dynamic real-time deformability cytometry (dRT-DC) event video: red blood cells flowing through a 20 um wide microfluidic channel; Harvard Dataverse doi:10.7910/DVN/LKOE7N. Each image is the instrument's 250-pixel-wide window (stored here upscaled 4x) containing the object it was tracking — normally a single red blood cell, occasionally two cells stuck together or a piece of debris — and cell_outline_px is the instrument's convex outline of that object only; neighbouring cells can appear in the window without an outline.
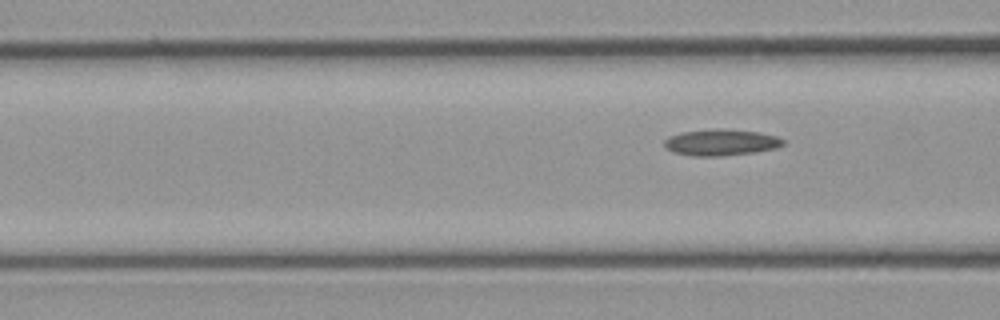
{"species": "common noctule bat (a hibernating species)", "species_latin": "Nyctalus noctula", "temperature_condition": "cold", "stored_images_in_passage": 6, "segment_of_instrument_passage": [1, 2], "camera_frame_rate_fps": 3000, "um_per_image_px": 0.085, "animal": {"sex": "male", "body_mass_g": 23.1, "forearm_length_mm": 52.7}, "frame": {"image": 1, "passage_image": 3, "time_ms": 3.0, "image_size_px": [1000, 320], "cell_outline_px": [[784, 144], [776, 148], [756, 152], [724, 156], [692, 156], [672, 152], [664, 148], [664, 140], [668, 136], [680, 132], [716, 128], [724, 128], [760, 132], [776, 136], [784, 140]], "centroid_in_image_um": [61.25, 12.1], "position_along_channel_um": 105.3, "area_um2": 18.61}}
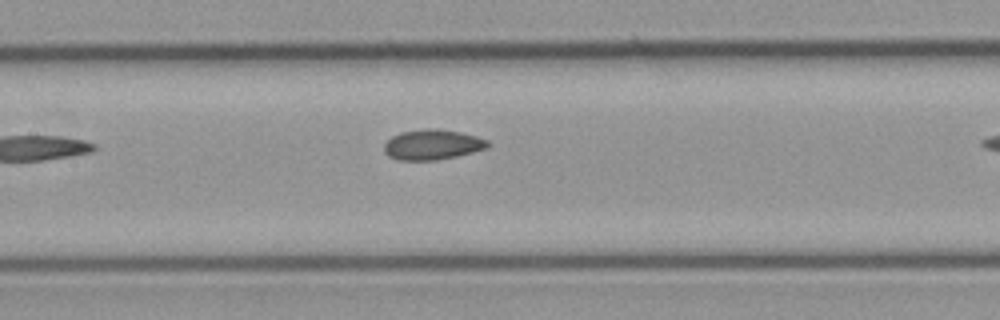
{"frame": {"image": 2, "passage_image": 5, "time_ms": 5.667, "image_size_px": [1000, 320], "cell_outline_px": [[492, 144], [488, 148], [456, 156], [436, 160], [396, 160], [388, 156], [384, 152], [384, 144], [392, 136], [400, 132], [428, 128], [436, 128], [460, 132], [476, 136], [488, 140]], "centroid_in_image_um": [36.76, 12.29], "position_along_channel_um": 170.6, "area_um2": 18.38}}